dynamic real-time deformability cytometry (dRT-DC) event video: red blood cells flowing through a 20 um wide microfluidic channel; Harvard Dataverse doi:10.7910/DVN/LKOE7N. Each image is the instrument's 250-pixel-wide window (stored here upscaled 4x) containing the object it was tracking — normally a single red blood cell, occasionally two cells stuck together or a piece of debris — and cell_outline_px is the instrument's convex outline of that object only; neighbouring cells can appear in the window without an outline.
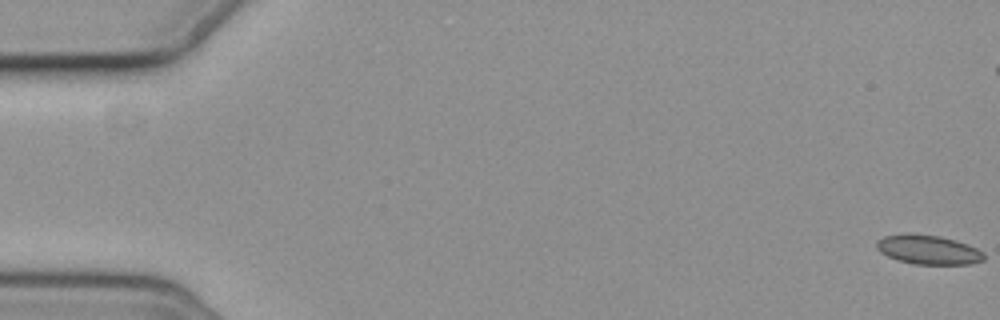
{"species": "common noctule bat (a hibernating species)", "species_latin": "Nyctalus noctula", "temperature_condition": "cold", "stored_images_in_passage": 7, "camera_frame_rate_fps": 3000, "um_per_image_px": 0.085, "animal": {"sex": "female", "body_mass_g": 19.3, "forearm_length_mm": 54.1}, "frame": {"image": 1, "passage_image": 1, "time_ms": 0.0, "image_size_px": [1000, 320], "cell_outline_px": [[984, 260], [972, 264], [912, 264], [896, 260], [880, 252], [876, 248], [876, 240], [884, 236], [940, 236], [976, 248], [984, 252]], "centroid_in_image_um": [78.91, 21.28], "position_along_channel_um": 6.1, "area_um2": 17.63}}
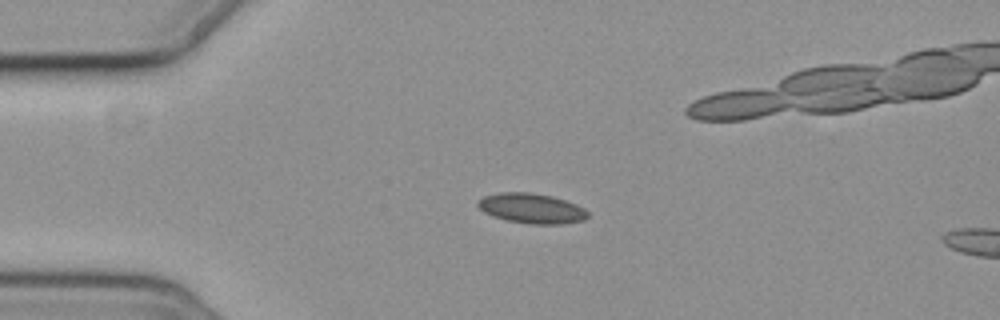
{"frame": {"image": 2, "passage_image": 5, "time_ms": 4.667, "image_size_px": [1000, 320], "cell_outline_px": [[588, 216], [584, 220], [564, 224], [528, 224], [504, 220], [492, 216], [484, 212], [476, 204], [476, 200], [484, 196], [500, 192], [528, 192], [552, 196], [576, 204], [584, 208], [588, 212]], "centroid_in_image_um": [45.16, 17.72], "position_along_channel_um": 39.8, "area_um2": 19.42}}